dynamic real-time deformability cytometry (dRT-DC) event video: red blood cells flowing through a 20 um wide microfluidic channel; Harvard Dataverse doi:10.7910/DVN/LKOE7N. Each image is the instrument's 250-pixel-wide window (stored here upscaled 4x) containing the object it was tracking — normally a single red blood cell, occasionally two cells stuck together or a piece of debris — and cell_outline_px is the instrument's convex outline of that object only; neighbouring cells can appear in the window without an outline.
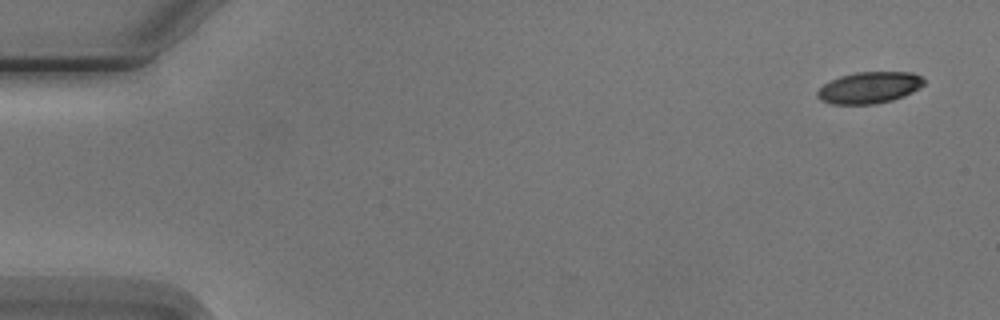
{"species": "Egyptian fruit bat (a non-hibernating species)", "species_latin": "Rousettus aegyptiacus", "temperature_condition": "cold", "stored_images_in_passage": 3, "camera_frame_rate_fps": 3000, "um_per_image_px": 0.085, "animal": {"sex": "male"}, "frame": {"image": 1, "passage_image": 1, "time_ms": 0.0, "image_size_px": [1000, 320], "cell_outline_px": [[924, 84], [920, 88], [904, 96], [892, 100], [876, 104], [832, 104], [820, 100], [816, 96], [816, 92], [824, 84], [840, 76], [856, 72], [912, 72], [920, 76], [924, 80]], "centroid_in_image_um": [73.89, 7.45], "position_along_channel_um": 11.1, "area_um2": 19.59}}